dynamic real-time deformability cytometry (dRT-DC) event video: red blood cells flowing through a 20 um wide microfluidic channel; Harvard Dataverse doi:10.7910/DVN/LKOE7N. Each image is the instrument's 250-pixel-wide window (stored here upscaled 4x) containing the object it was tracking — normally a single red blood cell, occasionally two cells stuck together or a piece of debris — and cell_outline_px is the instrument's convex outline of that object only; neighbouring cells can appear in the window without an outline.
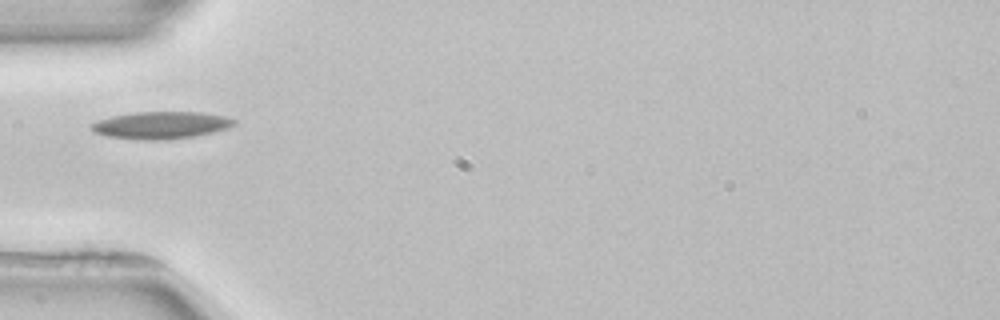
{"species": "common noctule bat (a hibernating species)", "species_latin": "Nyctalus noctula", "temperature_condition": "room temperature", "stored_images_in_passage": 3, "camera_frame_rate_fps": 3000, "um_per_image_px": 0.085, "animal": {"sex": "female", "body_mass_g": 22.7, "forearm_length_mm": 54.2}, "frame": {"image": 1, "passage_image": 3, "time_ms": 3.667, "image_size_px": [1000, 320], "cell_outline_px": [[236, 124], [228, 128], [212, 132], [192, 136], [164, 140], [140, 140], [108, 136], [96, 132], [88, 128], [88, 124], [112, 116], [136, 112], [200, 112], [224, 116], [236, 120]], "centroid_in_image_um": [13.67, 10.64], "position_along_channel_um": 71.3, "area_um2": 22.54}}